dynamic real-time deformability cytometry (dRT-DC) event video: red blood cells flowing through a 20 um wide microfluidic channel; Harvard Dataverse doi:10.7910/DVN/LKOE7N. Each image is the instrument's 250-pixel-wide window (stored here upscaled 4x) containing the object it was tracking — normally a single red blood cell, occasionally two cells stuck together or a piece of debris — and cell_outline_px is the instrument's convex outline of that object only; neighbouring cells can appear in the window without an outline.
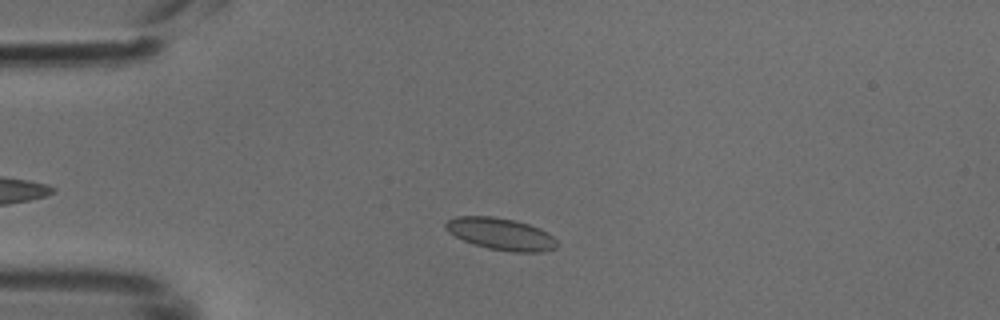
{"species": "common noctule bat (a hibernating species)", "species_latin": "Nyctalus noctula", "temperature_condition": "cold", "stored_images_in_passage": 44, "camera_frame_rate_fps": 3000, "um_per_image_px": 0.085, "animal": {"sex": "male", "body_mass_g": 18.8}, "frame": {"image": 1, "passage_image": 7, "time_ms": 2.0, "image_size_px": [1000, 320], "cell_outline_px": [[556, 248], [540, 252], [512, 252], [488, 248], [472, 244], [448, 232], [444, 228], [444, 224], [448, 220], [456, 216], [492, 216], [516, 220], [540, 228], [548, 232], [556, 240]], "centroid_in_image_um": [42.56, 19.88], "position_along_channel_um": 42.4, "area_um2": 20.81}}
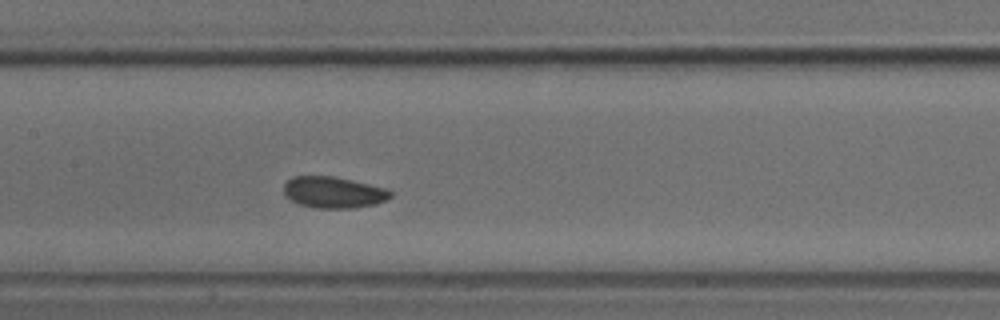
{"frame": {"image": 2, "passage_image": 19, "time_ms": 6.0, "image_size_px": [1000, 320], "cell_outline_px": [[392, 196], [376, 204], [356, 208], [316, 208], [300, 204], [292, 200], [284, 192], [284, 184], [292, 176], [336, 176], [388, 188], [392, 192]], "centroid_in_image_um": [28.39, 16.34], "position_along_channel_um": 179.0, "area_um2": 19.59}}
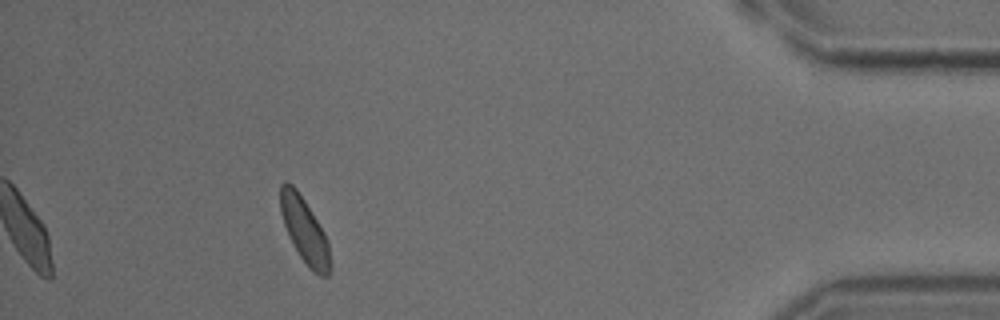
{"frame": {"image": 3, "passage_image": 40, "time_ms": 13.0, "image_size_px": [1000, 320], "cell_outline_px": [[332, 268], [328, 276], [320, 276], [300, 256], [284, 224], [280, 212], [280, 184], [284, 180], [292, 184], [296, 188], [304, 200], [324, 232], [328, 244], [332, 264]], "centroid_in_image_um": [25.9, 19.55], "position_along_channel_um": 409.3, "area_um2": 18.5}}